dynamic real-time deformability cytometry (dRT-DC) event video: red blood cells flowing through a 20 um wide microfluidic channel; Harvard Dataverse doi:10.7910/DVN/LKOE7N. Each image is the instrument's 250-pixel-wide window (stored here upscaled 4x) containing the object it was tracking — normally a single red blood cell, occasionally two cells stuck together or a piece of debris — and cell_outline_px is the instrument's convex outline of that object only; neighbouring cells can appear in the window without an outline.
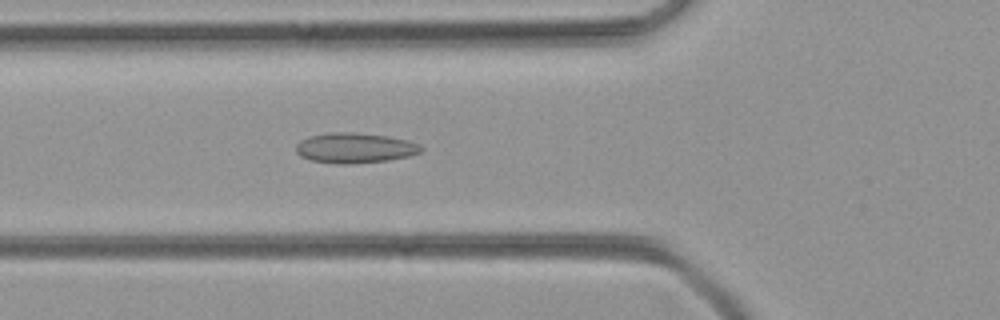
{"species": "common noctule bat (a hibernating species)", "species_latin": "Nyctalus noctula", "temperature_condition": "room temperature", "stored_images_in_passage": 44, "camera_frame_rate_fps": 3000, "um_per_image_px": 0.085, "animal": {"sex": "female", "body_mass_g": 21.9}, "frame": {"image": 1, "passage_image": 14, "time_ms": 4.333, "image_size_px": [1000, 320], "cell_outline_px": [[424, 148], [420, 152], [408, 156], [388, 160], [352, 164], [336, 164], [312, 160], [300, 156], [296, 152], [296, 144], [300, 140], [308, 136], [332, 132], [352, 132], [388, 136], [408, 140], [420, 144]], "centroid_in_image_um": [30.15, 12.57], "position_along_channel_um": 95.6, "area_um2": 22.14}}
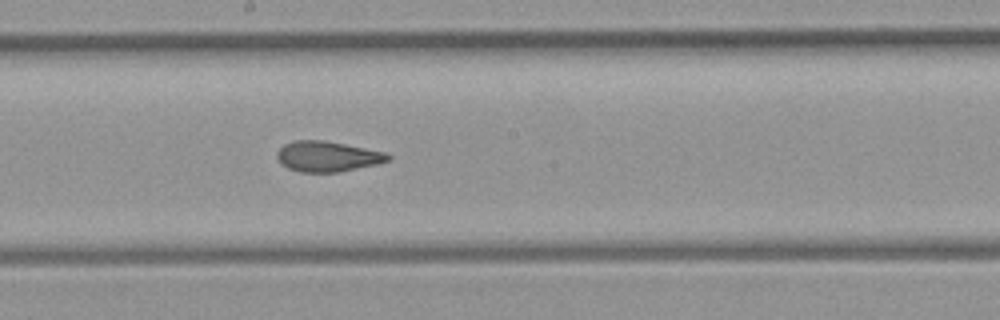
{"frame": {"image": 2, "passage_image": 23, "time_ms": 7.333, "image_size_px": [1000, 320], "cell_outline_px": [[392, 156], [388, 160], [380, 164], [336, 172], [300, 172], [288, 168], [276, 156], [276, 152], [284, 144], [292, 140], [324, 140], [388, 152]], "centroid_in_image_um": [27.87, 13.28], "position_along_channel_um": 220.3, "area_um2": 19.77}}
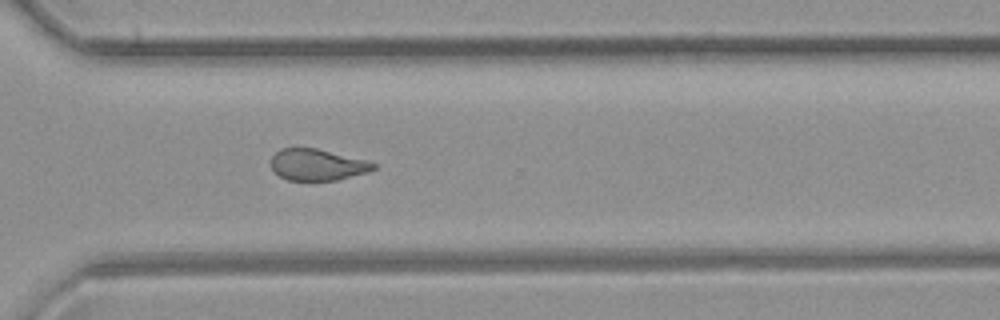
{"frame": {"image": 3, "passage_image": 32, "time_ms": 10.333, "image_size_px": [1000, 320], "cell_outline_px": [[376, 168], [368, 172], [336, 180], [288, 180], [280, 176], [272, 168], [272, 156], [280, 148], [316, 148], [364, 160], [376, 164]], "centroid_in_image_um": [26.96, 14.0], "position_along_channel_um": 343.6, "area_um2": 18.44}}